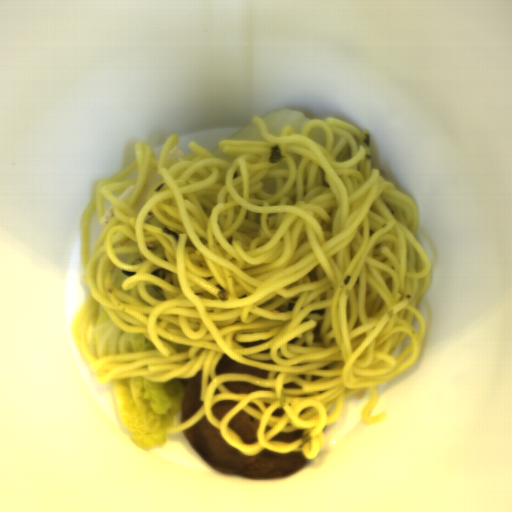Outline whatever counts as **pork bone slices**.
<instances>
[{
    "instance_id": "1",
    "label": "pork bone slices",
    "mask_w": 512,
    "mask_h": 512,
    "mask_svg": "<svg viewBox=\"0 0 512 512\" xmlns=\"http://www.w3.org/2000/svg\"><path fill=\"white\" fill-rule=\"evenodd\" d=\"M192 449L215 471L252 480H274L292 476L308 464L302 451L245 456L223 440L219 428L202 416L186 431H181Z\"/></svg>"
},
{
    "instance_id": "2",
    "label": "pork bone slices",
    "mask_w": 512,
    "mask_h": 512,
    "mask_svg": "<svg viewBox=\"0 0 512 512\" xmlns=\"http://www.w3.org/2000/svg\"><path fill=\"white\" fill-rule=\"evenodd\" d=\"M180 384L185 385L181 395L180 424L189 419L203 407L201 400V370L193 378H179Z\"/></svg>"
},
{
    "instance_id": "3",
    "label": "pork bone slices",
    "mask_w": 512,
    "mask_h": 512,
    "mask_svg": "<svg viewBox=\"0 0 512 512\" xmlns=\"http://www.w3.org/2000/svg\"><path fill=\"white\" fill-rule=\"evenodd\" d=\"M258 425L259 420H256L242 410L229 422V426L240 436L242 442L247 445L257 443L256 429Z\"/></svg>"
},
{
    "instance_id": "4",
    "label": "pork bone slices",
    "mask_w": 512,
    "mask_h": 512,
    "mask_svg": "<svg viewBox=\"0 0 512 512\" xmlns=\"http://www.w3.org/2000/svg\"><path fill=\"white\" fill-rule=\"evenodd\" d=\"M215 375L221 373H248L268 379L269 369H259L233 361L227 354H223L214 369Z\"/></svg>"
},
{
    "instance_id": "5",
    "label": "pork bone slices",
    "mask_w": 512,
    "mask_h": 512,
    "mask_svg": "<svg viewBox=\"0 0 512 512\" xmlns=\"http://www.w3.org/2000/svg\"><path fill=\"white\" fill-rule=\"evenodd\" d=\"M224 386L231 392L235 394L239 393H250L252 390H272L273 388L259 387L253 385L248 382H239V381H229L223 383Z\"/></svg>"
},
{
    "instance_id": "6",
    "label": "pork bone slices",
    "mask_w": 512,
    "mask_h": 512,
    "mask_svg": "<svg viewBox=\"0 0 512 512\" xmlns=\"http://www.w3.org/2000/svg\"><path fill=\"white\" fill-rule=\"evenodd\" d=\"M237 403L238 401L230 400L218 401L214 403L212 406L213 415L221 421L222 418L227 414V412Z\"/></svg>"
},
{
    "instance_id": "7",
    "label": "pork bone slices",
    "mask_w": 512,
    "mask_h": 512,
    "mask_svg": "<svg viewBox=\"0 0 512 512\" xmlns=\"http://www.w3.org/2000/svg\"><path fill=\"white\" fill-rule=\"evenodd\" d=\"M303 431H295L293 433H279L277 434L276 436H274L273 438H271L270 440H274V441H285L287 443H291V442H294L296 440H299L301 435H302Z\"/></svg>"
},
{
    "instance_id": "8",
    "label": "pork bone slices",
    "mask_w": 512,
    "mask_h": 512,
    "mask_svg": "<svg viewBox=\"0 0 512 512\" xmlns=\"http://www.w3.org/2000/svg\"><path fill=\"white\" fill-rule=\"evenodd\" d=\"M285 413V410L281 407V408H278L275 412H273L271 415L273 417H283Z\"/></svg>"
},
{
    "instance_id": "9",
    "label": "pork bone slices",
    "mask_w": 512,
    "mask_h": 512,
    "mask_svg": "<svg viewBox=\"0 0 512 512\" xmlns=\"http://www.w3.org/2000/svg\"><path fill=\"white\" fill-rule=\"evenodd\" d=\"M301 387H303V386L296 385L293 382H290L289 384H284L283 385V388H301Z\"/></svg>"
}]
</instances>
